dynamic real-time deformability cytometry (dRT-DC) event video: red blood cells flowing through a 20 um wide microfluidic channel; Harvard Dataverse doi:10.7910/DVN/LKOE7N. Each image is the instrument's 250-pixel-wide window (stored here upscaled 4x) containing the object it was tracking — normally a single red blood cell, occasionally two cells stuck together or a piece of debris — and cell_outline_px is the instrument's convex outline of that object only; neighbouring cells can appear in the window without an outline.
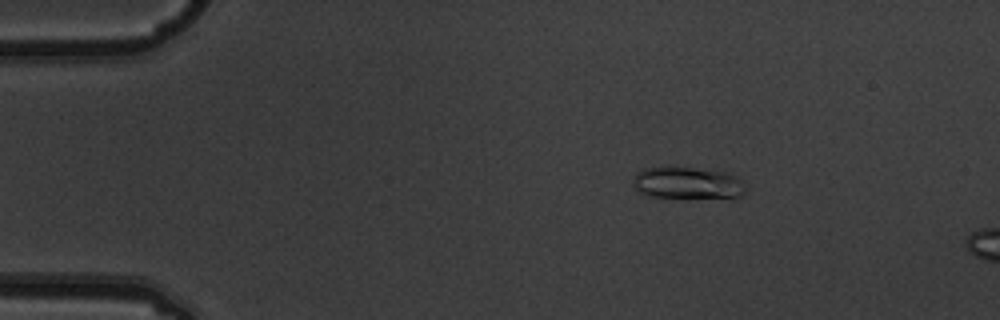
{"species": "common noctule bat (a hibernating species)", "species_latin": "Nyctalus noctula", "temperature_condition": "warm", "stored_images_in_passage": 5, "camera_frame_rate_fps": 3000, "um_per_image_px": 0.085, "animal": {"sex": "male", "body_mass_g": 19.5, "forearm_length_mm": 54.6}, "frame": {"image": 1, "passage_image": 3, "time_ms": 0.667, "image_size_px": [1000, 320], "cell_outline_px": [[744, 192], [740, 196], [652, 196], [636, 192], [632, 184], [636, 172], [644, 168], [692, 168], [728, 172], [736, 176], [744, 184]], "centroid_in_image_um": [58.38, 15.53], "position_along_channel_um": 26.6, "area_um2": 20.17}}